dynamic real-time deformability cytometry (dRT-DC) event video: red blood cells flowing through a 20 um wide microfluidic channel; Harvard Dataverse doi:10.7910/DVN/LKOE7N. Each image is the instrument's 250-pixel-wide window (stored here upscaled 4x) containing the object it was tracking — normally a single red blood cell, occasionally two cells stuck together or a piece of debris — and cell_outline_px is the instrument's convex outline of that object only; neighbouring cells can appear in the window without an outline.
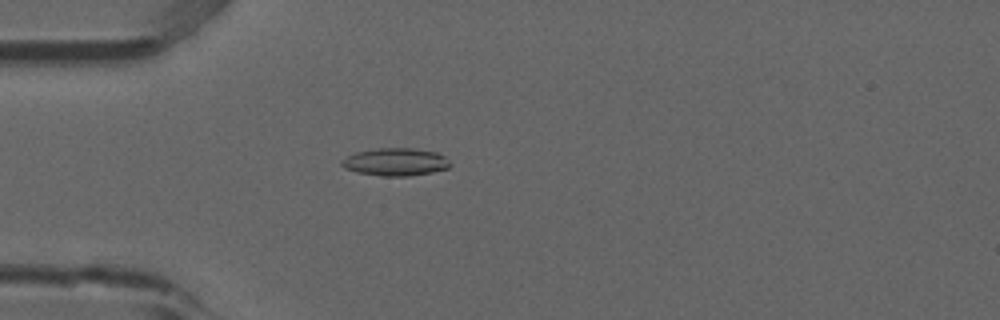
{"species": "common noctule bat (a hibernating species)", "species_latin": "Nyctalus noctula", "temperature_condition": "room temperature", "stored_images_in_passage": 44, "camera_frame_rate_fps": 3000, "um_per_image_px": 0.085, "animal": {"sex": "male", "forearm_length_mm": 52.5}, "frame": {"image": 1, "passage_image": 6, "time_ms": 1.667, "image_size_px": [1000, 320], "cell_outline_px": [[444, 168], [424, 172], [364, 172], [352, 168], [364, 152], [428, 152], [440, 156]], "centroid_in_image_um": [33.87, 13.78], "position_along_channel_um": 51.1, "area_um2": 11.68}}
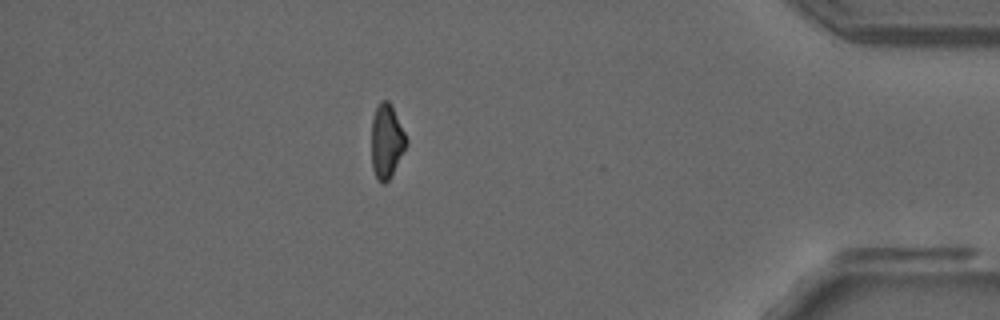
{"frame": {"image": 2, "passage_image": 37, "time_ms": 12.0, "image_size_px": [1000, 320], "cell_outline_px": [[404, 148], [392, 172], [384, 180], [380, 180], [376, 176], [372, 160], [372, 124], [376, 112], [380, 104], [384, 100], [392, 108], [404, 136]], "centroid_in_image_um": [32.81, 12.0], "position_along_channel_um": 402.4, "area_um2": 13.18}}
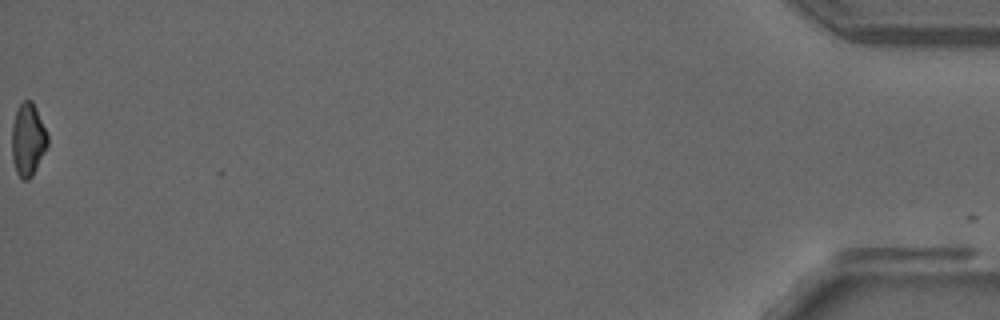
{"frame": {"image": 3, "passage_image": 44, "time_ms": 14.333, "image_size_px": [1000, 320], "cell_outline_px": [[48, 140], [32, 172], [28, 176], [20, 176], [16, 168], [12, 144], [12, 136], [16, 116], [20, 104], [28, 100], [32, 104], [44, 128]], "centroid_in_image_um": [2.36, 11.81], "position_along_channel_um": 432.8, "area_um2": 13.12}, "authors_computed_cell_mechanics": {"area_um2": 13.2073, "velocity_mm_per_s": 3.9224, "shape_relaxation_time_tau1_ms": null, "shape_relaxation_time_tau2_ms": 9.2774, "deformation_change_tau1": null, "deformation_change_tau2": 0.1729}}